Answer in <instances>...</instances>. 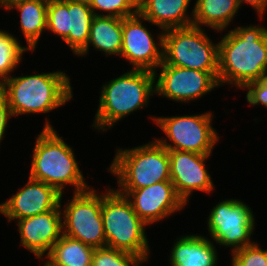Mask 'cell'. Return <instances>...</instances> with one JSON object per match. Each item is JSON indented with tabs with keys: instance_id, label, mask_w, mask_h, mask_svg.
<instances>
[{
	"instance_id": "32",
	"label": "cell",
	"mask_w": 267,
	"mask_h": 266,
	"mask_svg": "<svg viewBox=\"0 0 267 266\" xmlns=\"http://www.w3.org/2000/svg\"><path fill=\"white\" fill-rule=\"evenodd\" d=\"M43 266H54V265H52L48 260H46V263L44 261V265Z\"/></svg>"
},
{
	"instance_id": "1",
	"label": "cell",
	"mask_w": 267,
	"mask_h": 266,
	"mask_svg": "<svg viewBox=\"0 0 267 266\" xmlns=\"http://www.w3.org/2000/svg\"><path fill=\"white\" fill-rule=\"evenodd\" d=\"M218 51L219 85L244 88L267 75V28L238 26L222 37Z\"/></svg>"
},
{
	"instance_id": "12",
	"label": "cell",
	"mask_w": 267,
	"mask_h": 266,
	"mask_svg": "<svg viewBox=\"0 0 267 266\" xmlns=\"http://www.w3.org/2000/svg\"><path fill=\"white\" fill-rule=\"evenodd\" d=\"M155 75V94L176 102L197 100L219 85L218 72H206L162 62ZM158 75V76H157ZM158 77V79H157Z\"/></svg>"
},
{
	"instance_id": "11",
	"label": "cell",
	"mask_w": 267,
	"mask_h": 266,
	"mask_svg": "<svg viewBox=\"0 0 267 266\" xmlns=\"http://www.w3.org/2000/svg\"><path fill=\"white\" fill-rule=\"evenodd\" d=\"M94 16L87 0H48L47 30L77 55L88 42Z\"/></svg>"
},
{
	"instance_id": "31",
	"label": "cell",
	"mask_w": 267,
	"mask_h": 266,
	"mask_svg": "<svg viewBox=\"0 0 267 266\" xmlns=\"http://www.w3.org/2000/svg\"><path fill=\"white\" fill-rule=\"evenodd\" d=\"M17 1H20V0H0V2H17Z\"/></svg>"
},
{
	"instance_id": "4",
	"label": "cell",
	"mask_w": 267,
	"mask_h": 266,
	"mask_svg": "<svg viewBox=\"0 0 267 266\" xmlns=\"http://www.w3.org/2000/svg\"><path fill=\"white\" fill-rule=\"evenodd\" d=\"M101 87L92 127L106 131L117 121L148 105L155 94L154 72L131 69Z\"/></svg>"
},
{
	"instance_id": "6",
	"label": "cell",
	"mask_w": 267,
	"mask_h": 266,
	"mask_svg": "<svg viewBox=\"0 0 267 266\" xmlns=\"http://www.w3.org/2000/svg\"><path fill=\"white\" fill-rule=\"evenodd\" d=\"M116 151L108 170L117 177L118 189H139L170 180L168 149L155 139L132 149Z\"/></svg>"
},
{
	"instance_id": "23",
	"label": "cell",
	"mask_w": 267,
	"mask_h": 266,
	"mask_svg": "<svg viewBox=\"0 0 267 266\" xmlns=\"http://www.w3.org/2000/svg\"><path fill=\"white\" fill-rule=\"evenodd\" d=\"M94 249L62 234L46 257L54 266H91Z\"/></svg>"
},
{
	"instance_id": "26",
	"label": "cell",
	"mask_w": 267,
	"mask_h": 266,
	"mask_svg": "<svg viewBox=\"0 0 267 266\" xmlns=\"http://www.w3.org/2000/svg\"><path fill=\"white\" fill-rule=\"evenodd\" d=\"M95 16L126 18L138 13V0H87ZM104 11L99 14L97 11Z\"/></svg>"
},
{
	"instance_id": "19",
	"label": "cell",
	"mask_w": 267,
	"mask_h": 266,
	"mask_svg": "<svg viewBox=\"0 0 267 266\" xmlns=\"http://www.w3.org/2000/svg\"><path fill=\"white\" fill-rule=\"evenodd\" d=\"M171 249V266H217L215 244L202 235H185L176 239Z\"/></svg>"
},
{
	"instance_id": "13",
	"label": "cell",
	"mask_w": 267,
	"mask_h": 266,
	"mask_svg": "<svg viewBox=\"0 0 267 266\" xmlns=\"http://www.w3.org/2000/svg\"><path fill=\"white\" fill-rule=\"evenodd\" d=\"M145 21L139 13L122 19L120 56L133 65L132 69L156 72L163 62L164 30L157 35V44L147 26L142 24Z\"/></svg>"
},
{
	"instance_id": "28",
	"label": "cell",
	"mask_w": 267,
	"mask_h": 266,
	"mask_svg": "<svg viewBox=\"0 0 267 266\" xmlns=\"http://www.w3.org/2000/svg\"><path fill=\"white\" fill-rule=\"evenodd\" d=\"M246 89V100L249 105H264L267 108V75L258 81L248 83Z\"/></svg>"
},
{
	"instance_id": "17",
	"label": "cell",
	"mask_w": 267,
	"mask_h": 266,
	"mask_svg": "<svg viewBox=\"0 0 267 266\" xmlns=\"http://www.w3.org/2000/svg\"><path fill=\"white\" fill-rule=\"evenodd\" d=\"M62 196L60 204L56 208L16 221L20 232L21 245L27 250H30L39 259L50 253L53 245L63 234L61 214Z\"/></svg>"
},
{
	"instance_id": "24",
	"label": "cell",
	"mask_w": 267,
	"mask_h": 266,
	"mask_svg": "<svg viewBox=\"0 0 267 266\" xmlns=\"http://www.w3.org/2000/svg\"><path fill=\"white\" fill-rule=\"evenodd\" d=\"M26 51L29 50L20 45L18 38L0 29V85L14 72Z\"/></svg>"
},
{
	"instance_id": "20",
	"label": "cell",
	"mask_w": 267,
	"mask_h": 266,
	"mask_svg": "<svg viewBox=\"0 0 267 266\" xmlns=\"http://www.w3.org/2000/svg\"><path fill=\"white\" fill-rule=\"evenodd\" d=\"M48 0H20L0 2V8L17 9L20 12V28L27 43V49L35 50L42 32L47 30Z\"/></svg>"
},
{
	"instance_id": "9",
	"label": "cell",
	"mask_w": 267,
	"mask_h": 266,
	"mask_svg": "<svg viewBox=\"0 0 267 266\" xmlns=\"http://www.w3.org/2000/svg\"><path fill=\"white\" fill-rule=\"evenodd\" d=\"M61 209L62 232L94 248L106 247L101 215V195L93 188L74 193L68 204Z\"/></svg>"
},
{
	"instance_id": "30",
	"label": "cell",
	"mask_w": 267,
	"mask_h": 266,
	"mask_svg": "<svg viewBox=\"0 0 267 266\" xmlns=\"http://www.w3.org/2000/svg\"><path fill=\"white\" fill-rule=\"evenodd\" d=\"M238 2L240 6L244 3L251 5L261 19L263 18L264 12L267 10V0H238Z\"/></svg>"
},
{
	"instance_id": "5",
	"label": "cell",
	"mask_w": 267,
	"mask_h": 266,
	"mask_svg": "<svg viewBox=\"0 0 267 266\" xmlns=\"http://www.w3.org/2000/svg\"><path fill=\"white\" fill-rule=\"evenodd\" d=\"M101 195V215L106 247L149 258L148 226L134 211L125 195L113 188Z\"/></svg>"
},
{
	"instance_id": "21",
	"label": "cell",
	"mask_w": 267,
	"mask_h": 266,
	"mask_svg": "<svg viewBox=\"0 0 267 266\" xmlns=\"http://www.w3.org/2000/svg\"><path fill=\"white\" fill-rule=\"evenodd\" d=\"M90 45L107 55H120L122 48V18L94 16L86 46L77 54H88Z\"/></svg>"
},
{
	"instance_id": "16",
	"label": "cell",
	"mask_w": 267,
	"mask_h": 266,
	"mask_svg": "<svg viewBox=\"0 0 267 266\" xmlns=\"http://www.w3.org/2000/svg\"><path fill=\"white\" fill-rule=\"evenodd\" d=\"M61 195L54 187L28 177L24 187L0 204V213L8 222L39 215L56 208Z\"/></svg>"
},
{
	"instance_id": "7",
	"label": "cell",
	"mask_w": 267,
	"mask_h": 266,
	"mask_svg": "<svg viewBox=\"0 0 267 266\" xmlns=\"http://www.w3.org/2000/svg\"><path fill=\"white\" fill-rule=\"evenodd\" d=\"M218 51L219 43H213L201 27L192 25L164 31L163 62L167 65L218 72Z\"/></svg>"
},
{
	"instance_id": "29",
	"label": "cell",
	"mask_w": 267,
	"mask_h": 266,
	"mask_svg": "<svg viewBox=\"0 0 267 266\" xmlns=\"http://www.w3.org/2000/svg\"><path fill=\"white\" fill-rule=\"evenodd\" d=\"M13 117L4 91L0 88V143L4 138L9 118Z\"/></svg>"
},
{
	"instance_id": "27",
	"label": "cell",
	"mask_w": 267,
	"mask_h": 266,
	"mask_svg": "<svg viewBox=\"0 0 267 266\" xmlns=\"http://www.w3.org/2000/svg\"><path fill=\"white\" fill-rule=\"evenodd\" d=\"M232 266H267V249L257 242L232 252Z\"/></svg>"
},
{
	"instance_id": "3",
	"label": "cell",
	"mask_w": 267,
	"mask_h": 266,
	"mask_svg": "<svg viewBox=\"0 0 267 266\" xmlns=\"http://www.w3.org/2000/svg\"><path fill=\"white\" fill-rule=\"evenodd\" d=\"M0 88L12 116L48 113L73 99L70 77L64 71L26 76H10Z\"/></svg>"
},
{
	"instance_id": "14",
	"label": "cell",
	"mask_w": 267,
	"mask_h": 266,
	"mask_svg": "<svg viewBox=\"0 0 267 266\" xmlns=\"http://www.w3.org/2000/svg\"><path fill=\"white\" fill-rule=\"evenodd\" d=\"M116 191L125 195L134 211L147 225L161 221L186 206L170 180L144 188L116 189Z\"/></svg>"
},
{
	"instance_id": "25",
	"label": "cell",
	"mask_w": 267,
	"mask_h": 266,
	"mask_svg": "<svg viewBox=\"0 0 267 266\" xmlns=\"http://www.w3.org/2000/svg\"><path fill=\"white\" fill-rule=\"evenodd\" d=\"M144 261V256L104 247L94 249L91 266H139Z\"/></svg>"
},
{
	"instance_id": "10",
	"label": "cell",
	"mask_w": 267,
	"mask_h": 266,
	"mask_svg": "<svg viewBox=\"0 0 267 266\" xmlns=\"http://www.w3.org/2000/svg\"><path fill=\"white\" fill-rule=\"evenodd\" d=\"M207 218L210 237L220 246L233 247L231 252L254 243L250 239L255 229L254 214L241 200L219 201Z\"/></svg>"
},
{
	"instance_id": "18",
	"label": "cell",
	"mask_w": 267,
	"mask_h": 266,
	"mask_svg": "<svg viewBox=\"0 0 267 266\" xmlns=\"http://www.w3.org/2000/svg\"><path fill=\"white\" fill-rule=\"evenodd\" d=\"M191 0H138V13L161 30L193 25L187 12Z\"/></svg>"
},
{
	"instance_id": "8",
	"label": "cell",
	"mask_w": 267,
	"mask_h": 266,
	"mask_svg": "<svg viewBox=\"0 0 267 266\" xmlns=\"http://www.w3.org/2000/svg\"><path fill=\"white\" fill-rule=\"evenodd\" d=\"M213 116L209 111L199 115L152 116L154 123L167 136L165 140L164 138L155 140L168 150L211 154L219 140L217 131L212 127Z\"/></svg>"
},
{
	"instance_id": "22",
	"label": "cell",
	"mask_w": 267,
	"mask_h": 266,
	"mask_svg": "<svg viewBox=\"0 0 267 266\" xmlns=\"http://www.w3.org/2000/svg\"><path fill=\"white\" fill-rule=\"evenodd\" d=\"M240 8L238 0H196L193 7V25L223 31Z\"/></svg>"
},
{
	"instance_id": "2",
	"label": "cell",
	"mask_w": 267,
	"mask_h": 266,
	"mask_svg": "<svg viewBox=\"0 0 267 266\" xmlns=\"http://www.w3.org/2000/svg\"><path fill=\"white\" fill-rule=\"evenodd\" d=\"M32 152L29 171L32 179L54 187L62 195L68 185L74 187V193L90 189L79 169L73 149L57 134L48 118L37 136Z\"/></svg>"
},
{
	"instance_id": "15",
	"label": "cell",
	"mask_w": 267,
	"mask_h": 266,
	"mask_svg": "<svg viewBox=\"0 0 267 266\" xmlns=\"http://www.w3.org/2000/svg\"><path fill=\"white\" fill-rule=\"evenodd\" d=\"M170 157V181L177 195L187 205L195 190L211 193L214 184L206 169V160L212 154H199L190 151L168 150Z\"/></svg>"
}]
</instances>
